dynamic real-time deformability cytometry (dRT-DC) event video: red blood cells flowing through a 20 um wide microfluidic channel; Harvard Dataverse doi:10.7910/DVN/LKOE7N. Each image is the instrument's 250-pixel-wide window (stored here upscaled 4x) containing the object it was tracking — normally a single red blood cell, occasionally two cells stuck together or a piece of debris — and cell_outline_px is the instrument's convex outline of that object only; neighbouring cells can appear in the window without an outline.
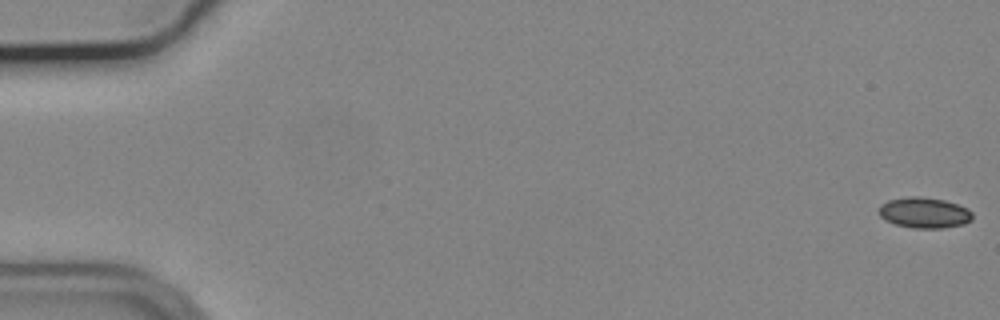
{"species": "common noctule bat (a hibernating species)", "species_latin": "Nyctalus noctula", "temperature_condition": "cold", "stored_images_in_passage": 10, "camera_frame_rate_fps": 3000, "um_per_image_px": 0.085, "animal": {"sex": "male", "body_mass_g": 19.2, "forearm_length_mm": 51.8}, "frame": {"image": 1, "passage_image": 1, "time_ms": 0.0, "image_size_px": [1000, 320], "cell_outline_px": [[972, 220], [964, 224], [944, 228], [912, 228], [896, 224], [884, 220], [880, 216], [880, 204], [888, 200], [908, 196], [920, 196], [944, 200], [968, 208], [972, 212]], "centroid_in_image_um": [78.57, 18.08], "position_along_channel_um": 6.4, "area_um2": 16.82}}